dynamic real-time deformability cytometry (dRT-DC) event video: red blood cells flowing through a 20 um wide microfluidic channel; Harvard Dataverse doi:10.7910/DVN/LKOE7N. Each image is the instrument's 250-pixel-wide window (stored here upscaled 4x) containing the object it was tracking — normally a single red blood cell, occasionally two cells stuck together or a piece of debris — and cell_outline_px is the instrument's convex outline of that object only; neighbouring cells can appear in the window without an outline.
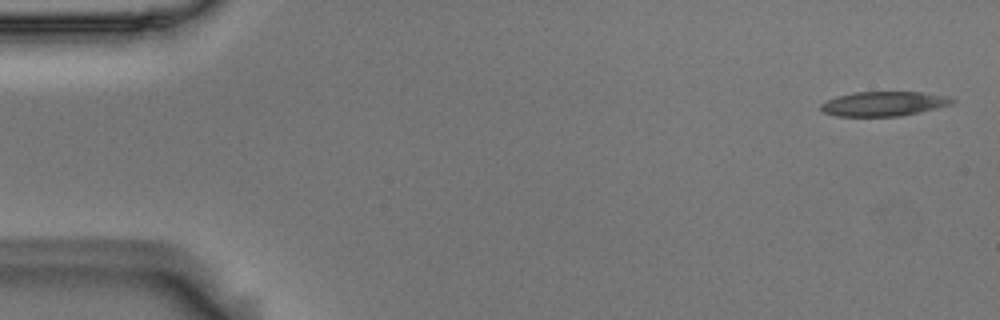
{"species": "Egyptian fruit bat (a non-hibernating species)", "species_latin": "Rousettus aegyptiacus", "temperature_condition": "room temperature", "stored_images_in_passage": 5, "camera_frame_rate_fps": 3000, "um_per_image_px": 0.085, "animal": {"sex": "male"}, "frame": {"image": 1, "passage_image": 1, "time_ms": 0.0, "image_size_px": [1000, 320], "cell_outline_px": [[956, 100], [952, 104], [936, 108], [900, 116], [836, 116], [824, 112], [820, 108], [820, 104], [836, 96], [852, 92], [924, 92], [948, 96]], "centroid_in_image_um": [75.12, 8.81], "position_along_channel_um": 9.9, "area_um2": 18.79}}
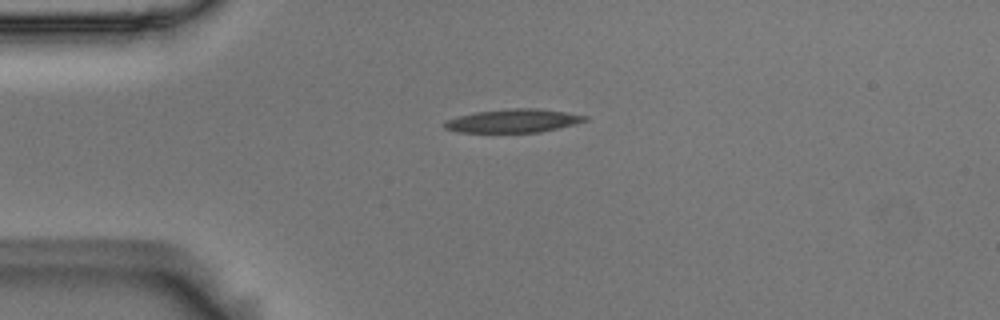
{"frame": {"image": 2, "passage_image": 4, "time_ms": 1.0, "image_size_px": [1000, 320], "cell_outline_px": [[588, 120], [576, 124], [540, 132], [456, 132], [444, 128], [444, 124], [448, 120], [460, 116], [476, 112], [512, 108], [536, 108], [564, 112], [588, 116]], "centroid_in_image_um": [43.66, 10.27], "position_along_channel_um": 41.3, "area_um2": 18.96}}